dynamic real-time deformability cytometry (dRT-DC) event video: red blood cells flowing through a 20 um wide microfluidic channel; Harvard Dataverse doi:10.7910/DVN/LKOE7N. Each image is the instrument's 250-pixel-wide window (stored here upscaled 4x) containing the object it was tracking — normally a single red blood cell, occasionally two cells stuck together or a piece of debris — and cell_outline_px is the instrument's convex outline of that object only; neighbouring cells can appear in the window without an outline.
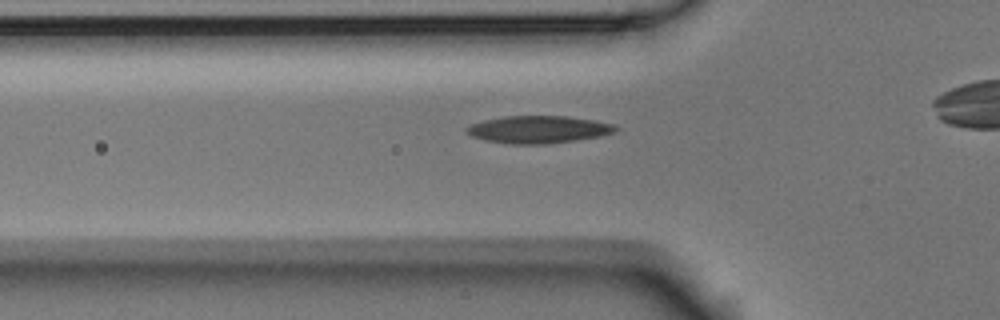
{"species": "Egyptian fruit bat (a non-hibernating species)", "species_latin": "Rousettus aegyptiacus", "temperature_condition": "room temperature", "stored_images_in_passage": 7, "segment_of_instrument_passage": [2, 2], "camera_frame_rate_fps": 3000, "um_per_image_px": 0.085, "animal": {"sex": "male"}, "frame": {"image": 1, "passage_image": 7, "time_ms": 2.0, "image_size_px": [1000, 320], "cell_outline_px": [[620, 128], [616, 132], [600, 136], [576, 140], [544, 144], [512, 144], [484, 140], [472, 136], [464, 132], [464, 128], [472, 124], [484, 120], [504, 116], [564, 116], [596, 120], [612, 124]], "centroid_in_image_um": [45.76, 11.0], "position_along_channel_um": 80.0, "area_um2": 23.87}}